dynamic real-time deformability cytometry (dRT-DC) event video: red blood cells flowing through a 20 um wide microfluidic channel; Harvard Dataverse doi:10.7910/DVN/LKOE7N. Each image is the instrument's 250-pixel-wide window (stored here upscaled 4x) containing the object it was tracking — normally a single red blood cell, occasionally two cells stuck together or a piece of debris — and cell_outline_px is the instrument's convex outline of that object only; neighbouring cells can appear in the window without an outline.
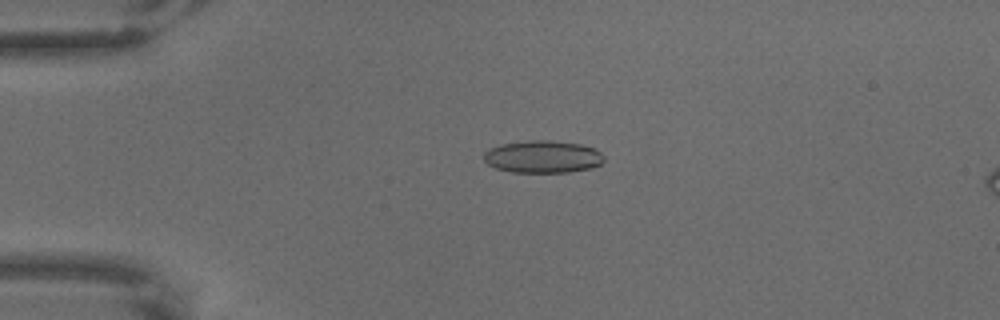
{"species": "common noctule bat (a hibernating species)", "species_latin": "Nyctalus noctula", "temperature_condition": "warm", "stored_images_in_passage": 65, "camera_frame_rate_fps": 3000, "um_per_image_px": 0.085, "animal": {"sex": "male", "body_mass_g": 18.8}, "frame": {"image": 1, "passage_image": 16, "time_ms": 5.0, "image_size_px": [1000, 320], "cell_outline_px": [[604, 160], [600, 164], [592, 168], [568, 172], [512, 172], [496, 168], [488, 164], [484, 160], [484, 152], [488, 148], [500, 144], [532, 140], [552, 140], [580, 144], [596, 148], [604, 156]], "centroid_in_image_um": [46.14, 13.31], "position_along_channel_um": 38.9, "area_um2": 22.83}}
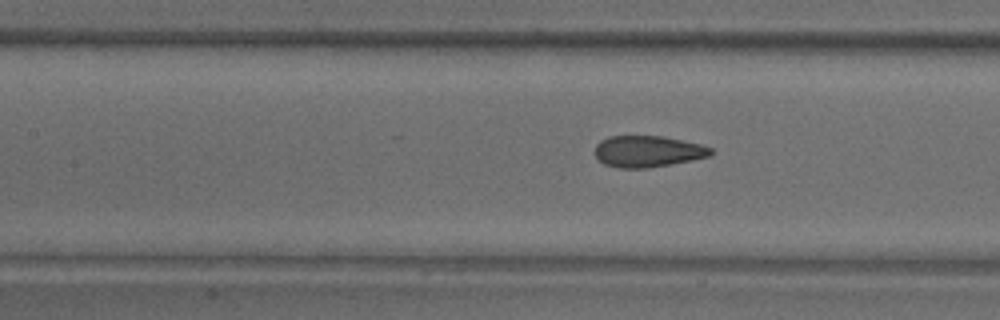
{"frame": {"image": 2, "passage_image": 30, "time_ms": 9.667, "image_size_px": [1000, 320], "cell_outline_px": [[712, 156], [692, 160], [648, 168], [620, 168], [604, 164], [592, 152], [596, 144], [600, 140], [608, 136], [664, 136], [700, 144], [712, 148]], "centroid_in_image_um": [55.03, 12.86], "position_along_channel_um": 152.4, "area_um2": 21.39}}
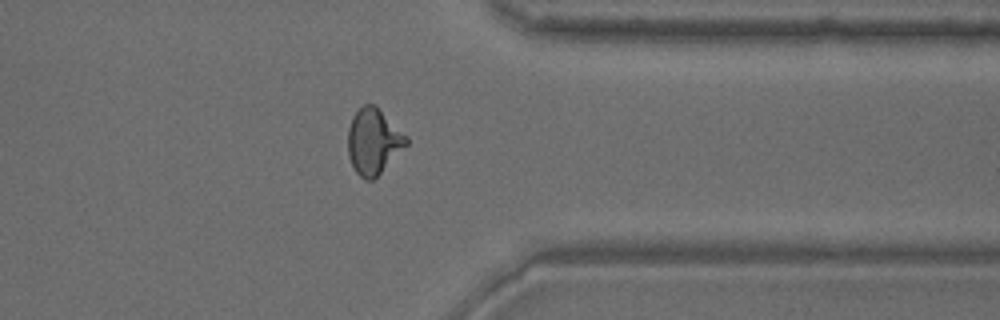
{"frame": {"image": 3, "passage_image": 52, "time_ms": 17.0, "image_size_px": [1000, 320], "cell_outline_px": [[408, 144], [372, 180], [364, 180], [356, 172], [348, 156], [348, 128], [352, 116], [364, 104], [376, 104], [408, 136]], "centroid_in_image_um": [31.75, 11.98], "position_along_channel_um": 379.7, "area_um2": 22.37}}